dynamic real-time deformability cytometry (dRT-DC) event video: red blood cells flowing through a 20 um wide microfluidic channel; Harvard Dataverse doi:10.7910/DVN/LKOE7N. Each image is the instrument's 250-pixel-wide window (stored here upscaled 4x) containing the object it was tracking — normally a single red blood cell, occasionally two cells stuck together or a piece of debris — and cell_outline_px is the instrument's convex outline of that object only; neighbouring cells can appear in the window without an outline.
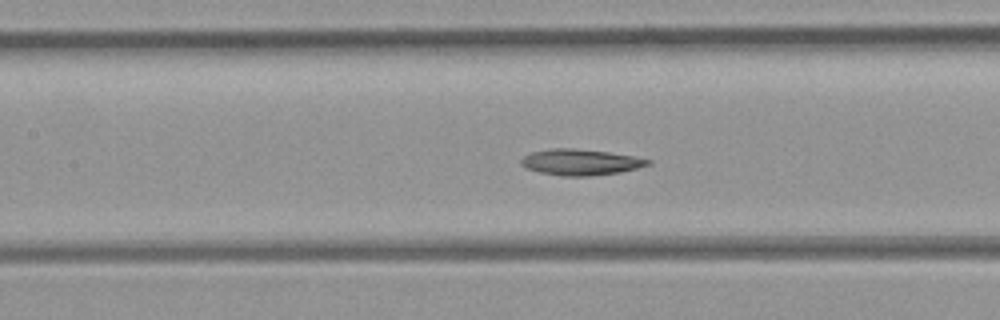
{"species": "common noctule bat (a hibernating species)", "species_latin": "Nyctalus noctula", "temperature_condition": "room temperature", "stored_images_in_passage": 50, "camera_frame_rate_fps": 3000, "um_per_image_px": 0.085, "animal": {"sex": "female", "body_mass_g": 21.9}, "frame": {"image": 1, "passage_image": 22, "time_ms": 7.0, "image_size_px": [1000, 320], "cell_outline_px": [[652, 164], [620, 172], [592, 176], [564, 176], [540, 172], [528, 168], [520, 164], [520, 160], [524, 156], [532, 152], [552, 148], [572, 148], [608, 152], [632, 156], [652, 160]], "centroid_in_image_um": [49.35, 13.78], "position_along_channel_um": 158.0, "area_um2": 19.07}}